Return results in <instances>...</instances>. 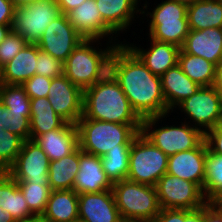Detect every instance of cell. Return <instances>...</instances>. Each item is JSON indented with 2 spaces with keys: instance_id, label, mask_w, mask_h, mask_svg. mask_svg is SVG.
Listing matches in <instances>:
<instances>
[{
  "instance_id": "6da1fadb",
  "label": "cell",
  "mask_w": 222,
  "mask_h": 222,
  "mask_svg": "<svg viewBox=\"0 0 222 222\" xmlns=\"http://www.w3.org/2000/svg\"><path fill=\"white\" fill-rule=\"evenodd\" d=\"M113 50L109 72L118 81L132 108L143 119L168 114L161 78L154 75L123 43Z\"/></svg>"
},
{
  "instance_id": "7a4b0ae2",
  "label": "cell",
  "mask_w": 222,
  "mask_h": 222,
  "mask_svg": "<svg viewBox=\"0 0 222 222\" xmlns=\"http://www.w3.org/2000/svg\"><path fill=\"white\" fill-rule=\"evenodd\" d=\"M87 119L121 124H142L118 81L108 72L100 81L83 90V114Z\"/></svg>"
},
{
  "instance_id": "3957f363",
  "label": "cell",
  "mask_w": 222,
  "mask_h": 222,
  "mask_svg": "<svg viewBox=\"0 0 222 222\" xmlns=\"http://www.w3.org/2000/svg\"><path fill=\"white\" fill-rule=\"evenodd\" d=\"M142 124H121L87 119L82 116L78 128L79 147L83 152L103 156L109 150L130 148L141 132Z\"/></svg>"
},
{
  "instance_id": "277c9868",
  "label": "cell",
  "mask_w": 222,
  "mask_h": 222,
  "mask_svg": "<svg viewBox=\"0 0 222 222\" xmlns=\"http://www.w3.org/2000/svg\"><path fill=\"white\" fill-rule=\"evenodd\" d=\"M97 39H84L63 63V74L76 86L85 90L100 81L109 72V61L117 44L105 49L96 48Z\"/></svg>"
},
{
  "instance_id": "5b68a950",
  "label": "cell",
  "mask_w": 222,
  "mask_h": 222,
  "mask_svg": "<svg viewBox=\"0 0 222 222\" xmlns=\"http://www.w3.org/2000/svg\"><path fill=\"white\" fill-rule=\"evenodd\" d=\"M112 191L122 220L152 222L160 212L155 186L125 179L113 183Z\"/></svg>"
},
{
  "instance_id": "8992f818",
  "label": "cell",
  "mask_w": 222,
  "mask_h": 222,
  "mask_svg": "<svg viewBox=\"0 0 222 222\" xmlns=\"http://www.w3.org/2000/svg\"><path fill=\"white\" fill-rule=\"evenodd\" d=\"M165 116L168 114L143 118L141 133L167 156L196 148L205 139L202 130L186 121L179 126L166 125L152 130Z\"/></svg>"
},
{
  "instance_id": "52a82bcc",
  "label": "cell",
  "mask_w": 222,
  "mask_h": 222,
  "mask_svg": "<svg viewBox=\"0 0 222 222\" xmlns=\"http://www.w3.org/2000/svg\"><path fill=\"white\" fill-rule=\"evenodd\" d=\"M167 163L168 156L140 132L130 146L127 179L155 186L157 181L167 172Z\"/></svg>"
},
{
  "instance_id": "ba28073f",
  "label": "cell",
  "mask_w": 222,
  "mask_h": 222,
  "mask_svg": "<svg viewBox=\"0 0 222 222\" xmlns=\"http://www.w3.org/2000/svg\"><path fill=\"white\" fill-rule=\"evenodd\" d=\"M176 107L181 109L194 127L205 134L220 125L222 119V96L213 86H201L199 90ZM202 128V129H201Z\"/></svg>"
},
{
  "instance_id": "9c48e42d",
  "label": "cell",
  "mask_w": 222,
  "mask_h": 222,
  "mask_svg": "<svg viewBox=\"0 0 222 222\" xmlns=\"http://www.w3.org/2000/svg\"><path fill=\"white\" fill-rule=\"evenodd\" d=\"M161 209L195 210L207 200L202 189L193 182L165 173L155 185Z\"/></svg>"
},
{
  "instance_id": "30bf717a",
  "label": "cell",
  "mask_w": 222,
  "mask_h": 222,
  "mask_svg": "<svg viewBox=\"0 0 222 222\" xmlns=\"http://www.w3.org/2000/svg\"><path fill=\"white\" fill-rule=\"evenodd\" d=\"M56 0H41L15 9L12 30L28 43L36 44L47 26L59 15Z\"/></svg>"
},
{
  "instance_id": "8fae6325",
  "label": "cell",
  "mask_w": 222,
  "mask_h": 222,
  "mask_svg": "<svg viewBox=\"0 0 222 222\" xmlns=\"http://www.w3.org/2000/svg\"><path fill=\"white\" fill-rule=\"evenodd\" d=\"M50 160L33 140H26L14 163L7 169L8 175L17 183H40L49 185Z\"/></svg>"
},
{
  "instance_id": "7c38bea8",
  "label": "cell",
  "mask_w": 222,
  "mask_h": 222,
  "mask_svg": "<svg viewBox=\"0 0 222 222\" xmlns=\"http://www.w3.org/2000/svg\"><path fill=\"white\" fill-rule=\"evenodd\" d=\"M83 40L69 22L67 15L61 14L47 26L36 44L41 51L64 63Z\"/></svg>"
},
{
  "instance_id": "4fadbf2b",
  "label": "cell",
  "mask_w": 222,
  "mask_h": 222,
  "mask_svg": "<svg viewBox=\"0 0 222 222\" xmlns=\"http://www.w3.org/2000/svg\"><path fill=\"white\" fill-rule=\"evenodd\" d=\"M47 99L66 122L77 124L83 114V90L64 74L51 79Z\"/></svg>"
},
{
  "instance_id": "5bb4252c",
  "label": "cell",
  "mask_w": 222,
  "mask_h": 222,
  "mask_svg": "<svg viewBox=\"0 0 222 222\" xmlns=\"http://www.w3.org/2000/svg\"><path fill=\"white\" fill-rule=\"evenodd\" d=\"M69 22L74 26L75 30L84 39H97L101 40L103 37H108V43H117L120 45L119 41L115 42L113 36L116 34L103 20L101 14L97 8L95 0H86L83 4L72 9L67 14ZM112 34V36H111ZM111 40H110V38ZM114 38V40H113ZM112 40L114 42H112Z\"/></svg>"
},
{
  "instance_id": "9a60e30c",
  "label": "cell",
  "mask_w": 222,
  "mask_h": 222,
  "mask_svg": "<svg viewBox=\"0 0 222 222\" xmlns=\"http://www.w3.org/2000/svg\"><path fill=\"white\" fill-rule=\"evenodd\" d=\"M78 222H121L112 190L78 194Z\"/></svg>"
},
{
  "instance_id": "2e32d148",
  "label": "cell",
  "mask_w": 222,
  "mask_h": 222,
  "mask_svg": "<svg viewBox=\"0 0 222 222\" xmlns=\"http://www.w3.org/2000/svg\"><path fill=\"white\" fill-rule=\"evenodd\" d=\"M205 139L196 147L168 156L167 174L196 183L202 190L205 178Z\"/></svg>"
},
{
  "instance_id": "e0dca14e",
  "label": "cell",
  "mask_w": 222,
  "mask_h": 222,
  "mask_svg": "<svg viewBox=\"0 0 222 222\" xmlns=\"http://www.w3.org/2000/svg\"><path fill=\"white\" fill-rule=\"evenodd\" d=\"M112 186L102 167L101 157L83 152L79 147V171L73 190L77 194L99 193L112 190Z\"/></svg>"
},
{
  "instance_id": "ac0fdd59",
  "label": "cell",
  "mask_w": 222,
  "mask_h": 222,
  "mask_svg": "<svg viewBox=\"0 0 222 222\" xmlns=\"http://www.w3.org/2000/svg\"><path fill=\"white\" fill-rule=\"evenodd\" d=\"M150 47L142 49L133 44L124 43L142 63L157 76H162L167 70L178 64L180 47L150 38Z\"/></svg>"
},
{
  "instance_id": "d6986e66",
  "label": "cell",
  "mask_w": 222,
  "mask_h": 222,
  "mask_svg": "<svg viewBox=\"0 0 222 222\" xmlns=\"http://www.w3.org/2000/svg\"><path fill=\"white\" fill-rule=\"evenodd\" d=\"M97 8L101 14L102 20L117 34L120 31H126L134 21L135 14H144L147 11L145 1L142 10L138 9L140 0H95ZM147 2V3H146ZM145 8V9H144ZM137 9V10H136ZM144 9V10H143ZM146 10V11H145ZM132 21V22H131Z\"/></svg>"
},
{
  "instance_id": "ffe728a7",
  "label": "cell",
  "mask_w": 222,
  "mask_h": 222,
  "mask_svg": "<svg viewBox=\"0 0 222 222\" xmlns=\"http://www.w3.org/2000/svg\"><path fill=\"white\" fill-rule=\"evenodd\" d=\"M181 49L217 65L222 59V28L190 29Z\"/></svg>"
},
{
  "instance_id": "44dd1931",
  "label": "cell",
  "mask_w": 222,
  "mask_h": 222,
  "mask_svg": "<svg viewBox=\"0 0 222 222\" xmlns=\"http://www.w3.org/2000/svg\"><path fill=\"white\" fill-rule=\"evenodd\" d=\"M46 153L50 161L62 159L78 146V128L66 122L61 128L39 135L34 140Z\"/></svg>"
},
{
  "instance_id": "7402d4cb",
  "label": "cell",
  "mask_w": 222,
  "mask_h": 222,
  "mask_svg": "<svg viewBox=\"0 0 222 222\" xmlns=\"http://www.w3.org/2000/svg\"><path fill=\"white\" fill-rule=\"evenodd\" d=\"M160 78L168 114L173 112V109L179 103L195 94L201 87L192 81L178 64L167 70Z\"/></svg>"
},
{
  "instance_id": "603a6c76",
  "label": "cell",
  "mask_w": 222,
  "mask_h": 222,
  "mask_svg": "<svg viewBox=\"0 0 222 222\" xmlns=\"http://www.w3.org/2000/svg\"><path fill=\"white\" fill-rule=\"evenodd\" d=\"M0 207L9 212L16 222H32L38 219L29 210L17 181L6 171H0Z\"/></svg>"
},
{
  "instance_id": "cb8c5ba5",
  "label": "cell",
  "mask_w": 222,
  "mask_h": 222,
  "mask_svg": "<svg viewBox=\"0 0 222 222\" xmlns=\"http://www.w3.org/2000/svg\"><path fill=\"white\" fill-rule=\"evenodd\" d=\"M78 194L73 190H52L42 222H78Z\"/></svg>"
},
{
  "instance_id": "d4e9b609",
  "label": "cell",
  "mask_w": 222,
  "mask_h": 222,
  "mask_svg": "<svg viewBox=\"0 0 222 222\" xmlns=\"http://www.w3.org/2000/svg\"><path fill=\"white\" fill-rule=\"evenodd\" d=\"M38 45L28 43L15 57L1 68V81L3 84L22 85L35 75L37 67Z\"/></svg>"
},
{
  "instance_id": "484cf974",
  "label": "cell",
  "mask_w": 222,
  "mask_h": 222,
  "mask_svg": "<svg viewBox=\"0 0 222 222\" xmlns=\"http://www.w3.org/2000/svg\"><path fill=\"white\" fill-rule=\"evenodd\" d=\"M30 140L48 131L61 128L66 121L52 108L47 97L30 99Z\"/></svg>"
},
{
  "instance_id": "4316f807",
  "label": "cell",
  "mask_w": 222,
  "mask_h": 222,
  "mask_svg": "<svg viewBox=\"0 0 222 222\" xmlns=\"http://www.w3.org/2000/svg\"><path fill=\"white\" fill-rule=\"evenodd\" d=\"M191 30L222 28V2L220 0H197L187 7Z\"/></svg>"
},
{
  "instance_id": "83f0119b",
  "label": "cell",
  "mask_w": 222,
  "mask_h": 222,
  "mask_svg": "<svg viewBox=\"0 0 222 222\" xmlns=\"http://www.w3.org/2000/svg\"><path fill=\"white\" fill-rule=\"evenodd\" d=\"M79 171V146L62 159L50 161L48 179L51 190H71Z\"/></svg>"
},
{
  "instance_id": "f1b7e54d",
  "label": "cell",
  "mask_w": 222,
  "mask_h": 222,
  "mask_svg": "<svg viewBox=\"0 0 222 222\" xmlns=\"http://www.w3.org/2000/svg\"><path fill=\"white\" fill-rule=\"evenodd\" d=\"M178 65L182 71L200 86H213L215 79V64L182 49L178 56Z\"/></svg>"
},
{
  "instance_id": "f546056e",
  "label": "cell",
  "mask_w": 222,
  "mask_h": 222,
  "mask_svg": "<svg viewBox=\"0 0 222 222\" xmlns=\"http://www.w3.org/2000/svg\"><path fill=\"white\" fill-rule=\"evenodd\" d=\"M149 38L182 47L190 28L188 19L150 21Z\"/></svg>"
},
{
  "instance_id": "4dcf8cb0",
  "label": "cell",
  "mask_w": 222,
  "mask_h": 222,
  "mask_svg": "<svg viewBox=\"0 0 222 222\" xmlns=\"http://www.w3.org/2000/svg\"><path fill=\"white\" fill-rule=\"evenodd\" d=\"M203 195L210 202L222 190V156L208 150L206 144Z\"/></svg>"
},
{
  "instance_id": "1f68e13d",
  "label": "cell",
  "mask_w": 222,
  "mask_h": 222,
  "mask_svg": "<svg viewBox=\"0 0 222 222\" xmlns=\"http://www.w3.org/2000/svg\"><path fill=\"white\" fill-rule=\"evenodd\" d=\"M129 156L130 148L109 150L101 156L102 167L112 184L127 179Z\"/></svg>"
},
{
  "instance_id": "d6a6232c",
  "label": "cell",
  "mask_w": 222,
  "mask_h": 222,
  "mask_svg": "<svg viewBox=\"0 0 222 222\" xmlns=\"http://www.w3.org/2000/svg\"><path fill=\"white\" fill-rule=\"evenodd\" d=\"M0 101L8 108L9 112L22 113L30 120V97L22 85L2 83Z\"/></svg>"
},
{
  "instance_id": "836d02e7",
  "label": "cell",
  "mask_w": 222,
  "mask_h": 222,
  "mask_svg": "<svg viewBox=\"0 0 222 222\" xmlns=\"http://www.w3.org/2000/svg\"><path fill=\"white\" fill-rule=\"evenodd\" d=\"M22 191L29 210L39 219L44 213L49 199L50 185L40 183H17Z\"/></svg>"
},
{
  "instance_id": "e575fe53",
  "label": "cell",
  "mask_w": 222,
  "mask_h": 222,
  "mask_svg": "<svg viewBox=\"0 0 222 222\" xmlns=\"http://www.w3.org/2000/svg\"><path fill=\"white\" fill-rule=\"evenodd\" d=\"M24 141L19 135L0 128V171H7L14 163Z\"/></svg>"
},
{
  "instance_id": "d590c367",
  "label": "cell",
  "mask_w": 222,
  "mask_h": 222,
  "mask_svg": "<svg viewBox=\"0 0 222 222\" xmlns=\"http://www.w3.org/2000/svg\"><path fill=\"white\" fill-rule=\"evenodd\" d=\"M187 5L179 3L175 0H165L158 3L152 12L147 11L150 21H170L177 19H188Z\"/></svg>"
},
{
  "instance_id": "8d00e7d4",
  "label": "cell",
  "mask_w": 222,
  "mask_h": 222,
  "mask_svg": "<svg viewBox=\"0 0 222 222\" xmlns=\"http://www.w3.org/2000/svg\"><path fill=\"white\" fill-rule=\"evenodd\" d=\"M28 42L13 30L0 43V68L10 62Z\"/></svg>"
},
{
  "instance_id": "74e56055",
  "label": "cell",
  "mask_w": 222,
  "mask_h": 222,
  "mask_svg": "<svg viewBox=\"0 0 222 222\" xmlns=\"http://www.w3.org/2000/svg\"><path fill=\"white\" fill-rule=\"evenodd\" d=\"M37 67L35 74L45 76L47 78H55L63 75V62L54 58L52 55L41 51L38 47Z\"/></svg>"
},
{
  "instance_id": "f35d334b",
  "label": "cell",
  "mask_w": 222,
  "mask_h": 222,
  "mask_svg": "<svg viewBox=\"0 0 222 222\" xmlns=\"http://www.w3.org/2000/svg\"><path fill=\"white\" fill-rule=\"evenodd\" d=\"M51 79L52 78L35 74L30 79L26 80L22 86L30 99L47 97Z\"/></svg>"
},
{
  "instance_id": "ab89813d",
  "label": "cell",
  "mask_w": 222,
  "mask_h": 222,
  "mask_svg": "<svg viewBox=\"0 0 222 222\" xmlns=\"http://www.w3.org/2000/svg\"><path fill=\"white\" fill-rule=\"evenodd\" d=\"M9 128L13 134L19 135L25 141L30 140V120L22 113L9 112Z\"/></svg>"
},
{
  "instance_id": "60d3db41",
  "label": "cell",
  "mask_w": 222,
  "mask_h": 222,
  "mask_svg": "<svg viewBox=\"0 0 222 222\" xmlns=\"http://www.w3.org/2000/svg\"><path fill=\"white\" fill-rule=\"evenodd\" d=\"M208 150L222 156V128L216 126L205 133Z\"/></svg>"
},
{
  "instance_id": "b9f144b4",
  "label": "cell",
  "mask_w": 222,
  "mask_h": 222,
  "mask_svg": "<svg viewBox=\"0 0 222 222\" xmlns=\"http://www.w3.org/2000/svg\"><path fill=\"white\" fill-rule=\"evenodd\" d=\"M152 222H184V209H160Z\"/></svg>"
},
{
  "instance_id": "7bdbcfd3",
  "label": "cell",
  "mask_w": 222,
  "mask_h": 222,
  "mask_svg": "<svg viewBox=\"0 0 222 222\" xmlns=\"http://www.w3.org/2000/svg\"><path fill=\"white\" fill-rule=\"evenodd\" d=\"M15 9L10 0H0V25H13Z\"/></svg>"
},
{
  "instance_id": "ee69618b",
  "label": "cell",
  "mask_w": 222,
  "mask_h": 222,
  "mask_svg": "<svg viewBox=\"0 0 222 222\" xmlns=\"http://www.w3.org/2000/svg\"><path fill=\"white\" fill-rule=\"evenodd\" d=\"M204 220L205 222H222V212L207 202L204 205Z\"/></svg>"
},
{
  "instance_id": "f6af8a7d",
  "label": "cell",
  "mask_w": 222,
  "mask_h": 222,
  "mask_svg": "<svg viewBox=\"0 0 222 222\" xmlns=\"http://www.w3.org/2000/svg\"><path fill=\"white\" fill-rule=\"evenodd\" d=\"M184 222H205L204 206L195 210L184 209Z\"/></svg>"
},
{
  "instance_id": "bcb514c9",
  "label": "cell",
  "mask_w": 222,
  "mask_h": 222,
  "mask_svg": "<svg viewBox=\"0 0 222 222\" xmlns=\"http://www.w3.org/2000/svg\"><path fill=\"white\" fill-rule=\"evenodd\" d=\"M86 0H56L62 14H67L72 9L84 3Z\"/></svg>"
},
{
  "instance_id": "7dc6e473",
  "label": "cell",
  "mask_w": 222,
  "mask_h": 222,
  "mask_svg": "<svg viewBox=\"0 0 222 222\" xmlns=\"http://www.w3.org/2000/svg\"><path fill=\"white\" fill-rule=\"evenodd\" d=\"M213 87L220 93L222 96V59L215 65V79Z\"/></svg>"
},
{
  "instance_id": "c3c4849f",
  "label": "cell",
  "mask_w": 222,
  "mask_h": 222,
  "mask_svg": "<svg viewBox=\"0 0 222 222\" xmlns=\"http://www.w3.org/2000/svg\"><path fill=\"white\" fill-rule=\"evenodd\" d=\"M9 127L10 126L8 108L0 101V128L8 130Z\"/></svg>"
},
{
  "instance_id": "681fc988",
  "label": "cell",
  "mask_w": 222,
  "mask_h": 222,
  "mask_svg": "<svg viewBox=\"0 0 222 222\" xmlns=\"http://www.w3.org/2000/svg\"><path fill=\"white\" fill-rule=\"evenodd\" d=\"M12 30V25H0V43L6 38Z\"/></svg>"
},
{
  "instance_id": "f907efd6",
  "label": "cell",
  "mask_w": 222,
  "mask_h": 222,
  "mask_svg": "<svg viewBox=\"0 0 222 222\" xmlns=\"http://www.w3.org/2000/svg\"><path fill=\"white\" fill-rule=\"evenodd\" d=\"M10 1L16 8H20L41 0H10Z\"/></svg>"
},
{
  "instance_id": "816d5d0a",
  "label": "cell",
  "mask_w": 222,
  "mask_h": 222,
  "mask_svg": "<svg viewBox=\"0 0 222 222\" xmlns=\"http://www.w3.org/2000/svg\"><path fill=\"white\" fill-rule=\"evenodd\" d=\"M217 209H222V190L210 201Z\"/></svg>"
},
{
  "instance_id": "f5cc1de1",
  "label": "cell",
  "mask_w": 222,
  "mask_h": 222,
  "mask_svg": "<svg viewBox=\"0 0 222 222\" xmlns=\"http://www.w3.org/2000/svg\"><path fill=\"white\" fill-rule=\"evenodd\" d=\"M0 222H16L9 212H5L0 207Z\"/></svg>"
},
{
  "instance_id": "db71d44e",
  "label": "cell",
  "mask_w": 222,
  "mask_h": 222,
  "mask_svg": "<svg viewBox=\"0 0 222 222\" xmlns=\"http://www.w3.org/2000/svg\"><path fill=\"white\" fill-rule=\"evenodd\" d=\"M175 1H177V2H179V3H182V4H185V5H191V4H193L195 1H197V0H175Z\"/></svg>"
},
{
  "instance_id": "11a10c76",
  "label": "cell",
  "mask_w": 222,
  "mask_h": 222,
  "mask_svg": "<svg viewBox=\"0 0 222 222\" xmlns=\"http://www.w3.org/2000/svg\"><path fill=\"white\" fill-rule=\"evenodd\" d=\"M121 222H148V221L122 220Z\"/></svg>"
},
{
  "instance_id": "9f6ffc18",
  "label": "cell",
  "mask_w": 222,
  "mask_h": 222,
  "mask_svg": "<svg viewBox=\"0 0 222 222\" xmlns=\"http://www.w3.org/2000/svg\"><path fill=\"white\" fill-rule=\"evenodd\" d=\"M2 85V81H1V68H0V86Z\"/></svg>"
},
{
  "instance_id": "6f0895ef",
  "label": "cell",
  "mask_w": 222,
  "mask_h": 222,
  "mask_svg": "<svg viewBox=\"0 0 222 222\" xmlns=\"http://www.w3.org/2000/svg\"><path fill=\"white\" fill-rule=\"evenodd\" d=\"M32 222H42V221L40 219H36V220H34Z\"/></svg>"
}]
</instances>
